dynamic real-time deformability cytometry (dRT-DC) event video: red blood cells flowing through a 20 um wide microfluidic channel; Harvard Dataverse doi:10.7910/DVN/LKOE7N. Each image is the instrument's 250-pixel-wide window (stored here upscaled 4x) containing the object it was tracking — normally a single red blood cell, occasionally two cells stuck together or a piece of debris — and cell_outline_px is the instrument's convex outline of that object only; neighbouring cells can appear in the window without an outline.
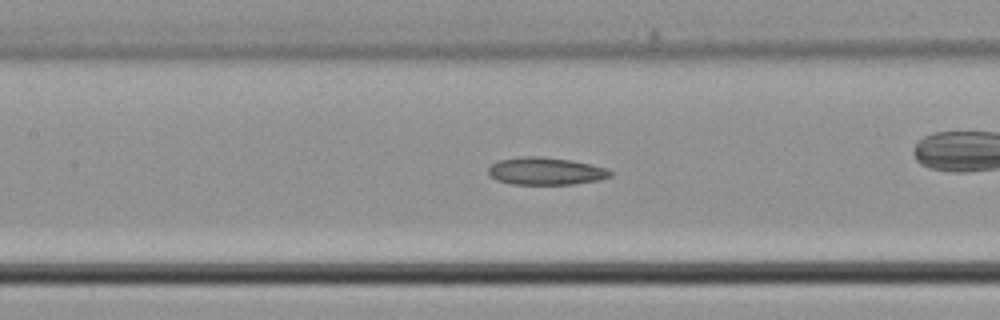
{"species": "common noctule bat (a hibernating species)", "species_latin": "Nyctalus noctula", "temperature_condition": "cold", "stored_images_in_passage": 23, "camera_frame_rate_fps": 3000, "um_per_image_px": 0.085, "animal": {"sex": "male", "body_mass_g": 21.5, "forearm_length_mm": 52.0}, "frame": {"image": 1, "passage_image": 7, "time_ms": 2.0, "image_size_px": [1000, 320], "cell_outline_px": [[612, 176], [600, 180], [572, 184], [512, 184], [496, 180], [488, 172], [488, 168], [496, 160], [520, 156], [540, 156], [572, 160], [608, 168], [612, 172]], "centroid_in_image_um": [46.39, 14.53], "position_along_channel_um": 161.0, "area_um2": 19.71}}